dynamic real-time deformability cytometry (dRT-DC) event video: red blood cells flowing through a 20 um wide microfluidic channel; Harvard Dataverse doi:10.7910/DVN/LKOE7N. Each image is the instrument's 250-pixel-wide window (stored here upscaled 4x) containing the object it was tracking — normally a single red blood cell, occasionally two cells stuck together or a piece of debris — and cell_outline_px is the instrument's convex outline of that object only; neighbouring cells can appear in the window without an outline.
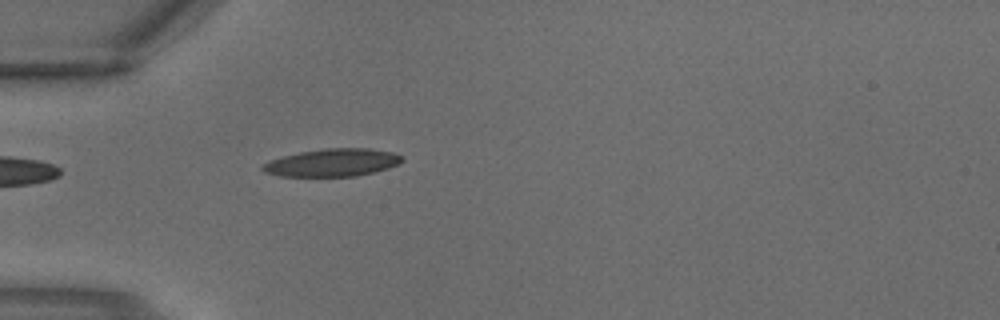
{"species": "common noctule bat (a hibernating species)", "species_latin": "Nyctalus noctula", "temperature_condition": "warm", "stored_images_in_passage": 3, "segment_of_instrument_passage": [1, 2], "camera_frame_rate_fps": 3000, "um_per_image_px": 0.085, "animal": {"sex": "male", "body_mass_g": 18.8}, "frame": {"image": 1, "passage_image": 2, "time_ms": 0.333, "image_size_px": [1000, 320], "cell_outline_px": [[404, 160], [388, 168], [356, 176], [280, 176], [264, 172], [260, 168], [268, 160], [300, 152], [324, 148], [368, 148], [392, 152], [404, 156]], "centroid_in_image_um": [28.25, 13.81], "position_along_channel_um": 56.8, "area_um2": 22.43}}